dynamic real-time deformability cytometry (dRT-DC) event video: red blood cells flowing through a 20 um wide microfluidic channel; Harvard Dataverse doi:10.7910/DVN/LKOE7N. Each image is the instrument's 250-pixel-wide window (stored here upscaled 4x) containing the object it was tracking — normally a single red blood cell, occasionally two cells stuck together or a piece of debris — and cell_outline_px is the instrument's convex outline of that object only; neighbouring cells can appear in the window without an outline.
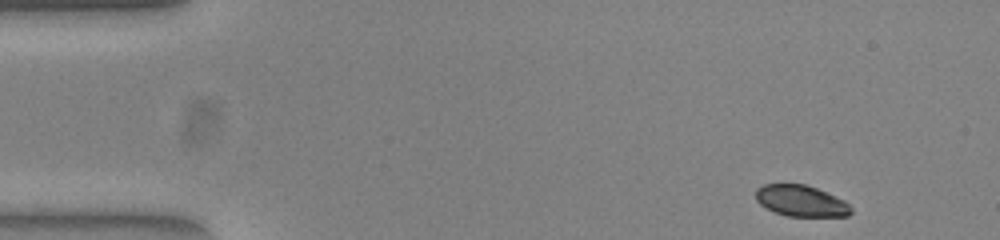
{"species": "common noctule bat (a hibernating species)", "species_latin": "Nyctalus noctula", "temperature_condition": "warm", "stored_images_in_passage": 49, "camera_frame_rate_fps": 3000, "um_per_image_px": 0.085, "animal": {"sex": "female", "body_mass_g": 23.0, "forearm_length_mm": 53.4}, "frame": {"image": 1, "passage_image": 1, "time_ms": 0.0, "image_size_px": [1000, 240], "cell_outline_px": [[852, 212], [848, 216], [788, 216], [776, 212], [760, 204], [756, 200], [756, 188], [764, 184], [804, 184], [816, 188], [844, 200], [852, 208]], "centroid_in_image_um": [68.09, 17.07], "position_along_channel_um": 16.9, "area_um2": 17.17}}
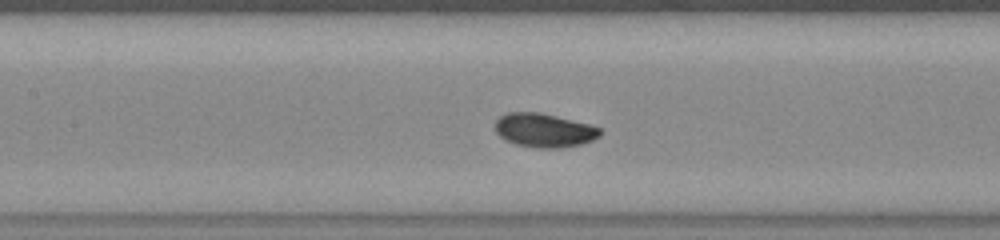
{"frame": {"image": 2, "passage_image": 20, "time_ms": 6.333, "image_size_px": [1000, 240], "cell_outline_px": [[600, 136], [592, 140], [580, 144], [560, 148], [536, 148], [516, 144], [500, 136], [496, 132], [496, 120], [500, 116], [508, 112], [540, 112], [588, 124], [600, 128]], "centroid_in_image_um": [46.24, 11.07], "position_along_channel_um": 161.2, "area_um2": 20.46}}
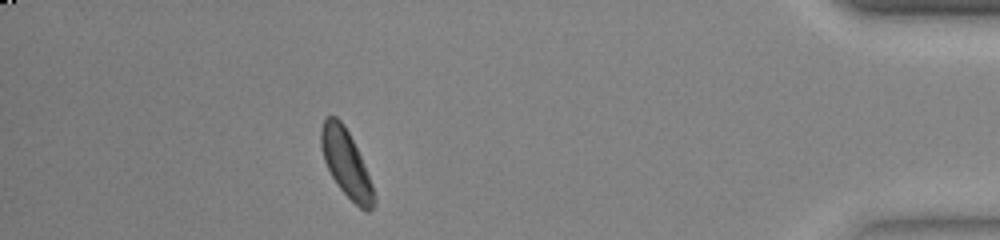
{"frame": {"image": 3, "passage_image": 43, "time_ms": 14.0, "image_size_px": [1000, 240], "cell_outline_px": [[376, 204], [368, 212], [364, 212], [336, 184], [324, 160], [320, 144], [320, 128], [324, 120], [328, 116], [336, 116], [344, 124], [360, 156], [372, 184], [376, 196]], "centroid_in_image_um": [29.42, 13.9], "position_along_channel_um": 405.8, "area_um2": 20.46}, "authors_computed_cell_mechanics": {"area_um2": 19.9988, "velocity_mm_per_s": 3.882, "shape_relaxation_time_tau1_ms": 1.6847, "shape_relaxation_time_tau2_ms": null, "deformation_change_tau1": 0.1057, "deformation_change_tau2": null}}